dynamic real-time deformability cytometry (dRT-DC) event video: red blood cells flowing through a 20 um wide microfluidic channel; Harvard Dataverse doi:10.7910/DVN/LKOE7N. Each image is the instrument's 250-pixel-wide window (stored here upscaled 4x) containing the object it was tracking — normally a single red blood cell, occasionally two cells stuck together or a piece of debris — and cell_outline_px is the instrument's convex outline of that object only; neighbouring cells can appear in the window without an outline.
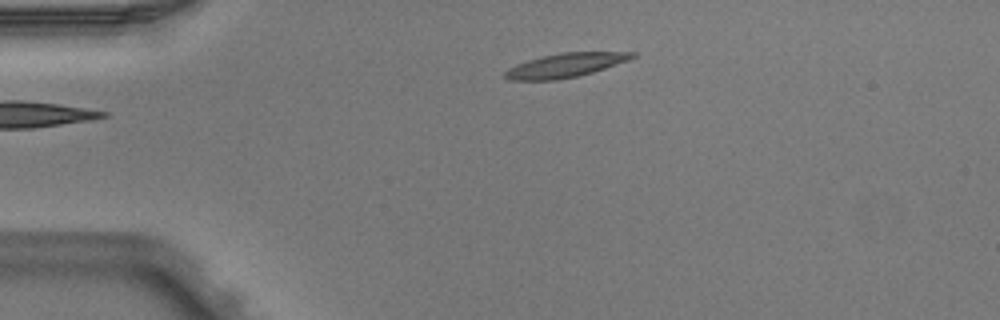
{"species": "Egyptian fruit bat (a non-hibernating species)", "species_latin": "Rousettus aegyptiacus", "temperature_condition": "warm", "stored_images_in_passage": 2, "camera_frame_rate_fps": 3000, "um_per_image_px": 0.085, "animal": {"sex": "male"}, "frame": {"image": 1, "passage_image": 1, "time_ms": 0.0, "image_size_px": [1000, 320], "cell_outline_px": [[636, 56], [628, 60], [592, 72], [576, 76], [556, 80], [508, 80], [504, 76], [504, 72], [508, 68], [516, 64], [540, 56], [560, 52], [636, 52]], "centroid_in_image_um": [48.01, 5.54], "position_along_channel_um": 37.0, "area_um2": 17.74}}